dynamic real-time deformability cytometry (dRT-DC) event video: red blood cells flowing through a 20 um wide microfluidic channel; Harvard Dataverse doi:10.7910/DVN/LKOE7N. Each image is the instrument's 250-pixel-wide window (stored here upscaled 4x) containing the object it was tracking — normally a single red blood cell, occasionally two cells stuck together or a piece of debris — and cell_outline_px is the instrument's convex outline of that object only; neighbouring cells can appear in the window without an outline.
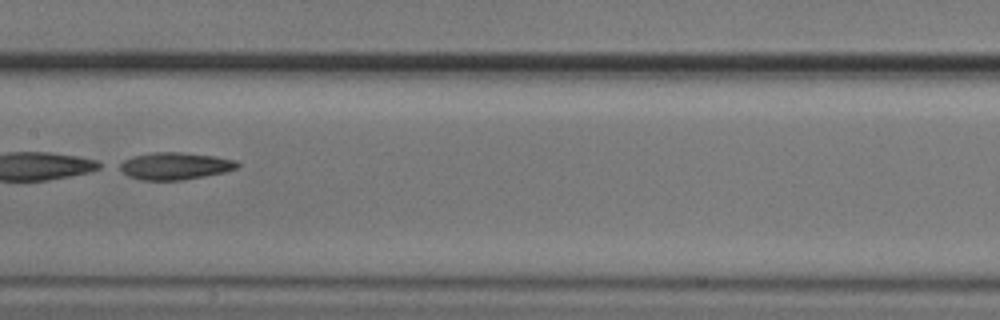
{"species": "common noctule bat (a hibernating species)", "species_latin": "Nyctalus noctula", "temperature_condition": "cold", "stored_images_in_passage": 53, "camera_frame_rate_fps": 3000, "um_per_image_px": 0.085, "animal": {"sex": "male", "body_mass_g": 20.5, "forearm_length_mm": 52.5}, "frame": {"image": 1, "passage_image": 27, "time_ms": 8.667, "image_size_px": [1000, 320], "cell_outline_px": [[240, 164], [236, 168], [224, 172], [184, 180], [140, 180], [128, 176], [116, 168], [116, 164], [132, 156], [152, 152], [180, 152], [212, 156], [236, 160]], "centroid_in_image_um": [14.79, 14.11], "position_along_channel_um": 192.6, "area_um2": 18.79}}